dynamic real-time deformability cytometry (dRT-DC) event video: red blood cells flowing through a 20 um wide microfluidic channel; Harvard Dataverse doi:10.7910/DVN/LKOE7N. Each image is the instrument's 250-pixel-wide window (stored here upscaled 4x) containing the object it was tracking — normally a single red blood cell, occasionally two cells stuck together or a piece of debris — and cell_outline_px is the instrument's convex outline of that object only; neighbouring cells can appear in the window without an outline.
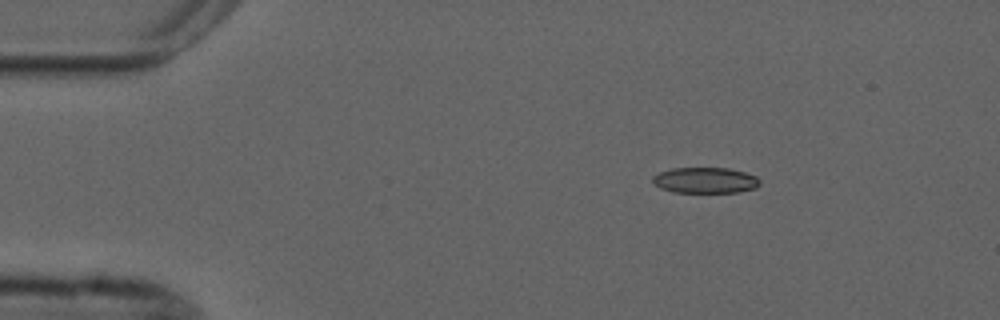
{"species": "common noctule bat (a hibernating species)", "species_latin": "Nyctalus noctula", "temperature_condition": "cold", "stored_images_in_passage": 4, "camera_frame_rate_fps": 3000, "um_per_image_px": 0.085, "animal": {"sex": "male", "forearm_length_mm": 52.5}, "frame": {"image": 1, "passage_image": 2, "time_ms": 2.0, "image_size_px": [1000, 320], "cell_outline_px": [[760, 184], [756, 188], [740, 192], [672, 192], [660, 188], [652, 184], [652, 176], [660, 172], [672, 168], [728, 168], [744, 172], [756, 176], [760, 180]], "centroid_in_image_um": [59.93, 15.33], "position_along_channel_um": 25.1, "area_um2": 16.24}}